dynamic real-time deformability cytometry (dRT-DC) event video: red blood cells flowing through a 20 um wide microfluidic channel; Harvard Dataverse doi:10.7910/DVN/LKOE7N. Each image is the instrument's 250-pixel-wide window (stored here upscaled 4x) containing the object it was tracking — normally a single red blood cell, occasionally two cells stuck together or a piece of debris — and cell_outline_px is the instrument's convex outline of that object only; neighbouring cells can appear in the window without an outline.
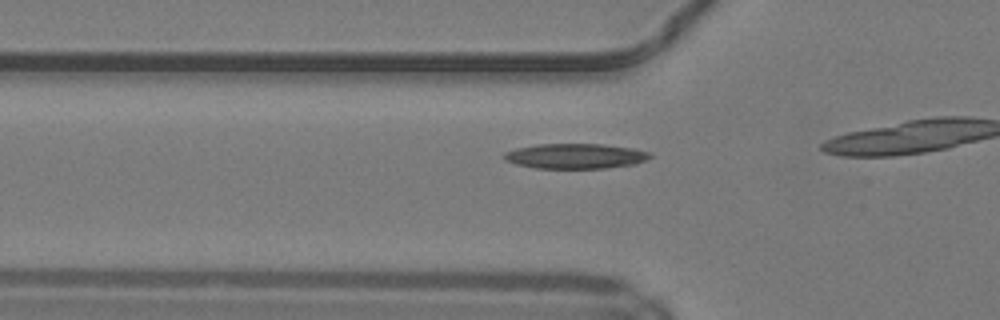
{"species": "common noctule bat (a hibernating species)", "species_latin": "Nyctalus noctula", "temperature_condition": "warm", "stored_images_in_passage": 7, "camera_frame_rate_fps": 3000, "um_per_image_px": 0.085, "animal": {"sex": "male", "body_mass_g": 19.2, "forearm_length_mm": 51.8}, "frame": {"image": 1, "passage_image": 2, "time_ms": 0.333, "image_size_px": [1000, 320], "cell_outline_px": [[652, 156], [648, 160], [636, 164], [604, 168], [536, 168], [516, 164], [504, 160], [504, 152], [516, 148], [536, 144], [600, 144], [632, 148], [652, 152]], "centroid_in_image_um": [48.93, 13.26], "position_along_channel_um": 76.9, "area_um2": 21.44}}
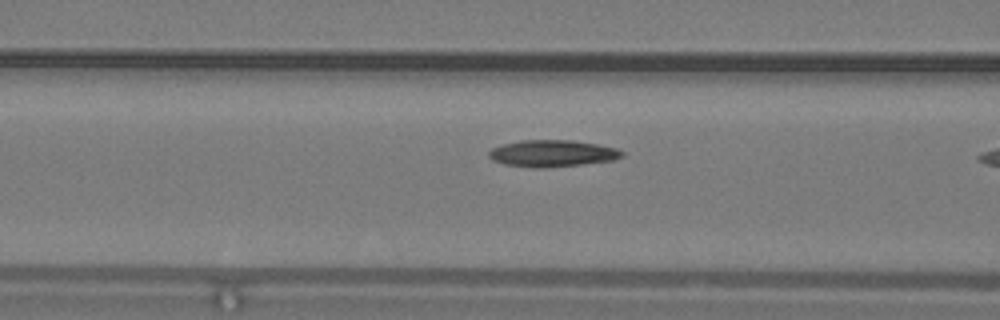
{"frame": {"image": 2, "passage_image": 5, "time_ms": 1.333, "image_size_px": [1000, 320], "cell_outline_px": [[624, 156], [612, 160], [580, 164], [536, 168], [504, 164], [492, 160], [488, 156], [488, 152], [492, 148], [504, 144], [520, 140], [572, 140], [596, 144], [616, 148], [624, 152]], "centroid_in_image_um": [46.92, 13.03], "position_along_channel_um": 119.7, "area_um2": 20.52}}